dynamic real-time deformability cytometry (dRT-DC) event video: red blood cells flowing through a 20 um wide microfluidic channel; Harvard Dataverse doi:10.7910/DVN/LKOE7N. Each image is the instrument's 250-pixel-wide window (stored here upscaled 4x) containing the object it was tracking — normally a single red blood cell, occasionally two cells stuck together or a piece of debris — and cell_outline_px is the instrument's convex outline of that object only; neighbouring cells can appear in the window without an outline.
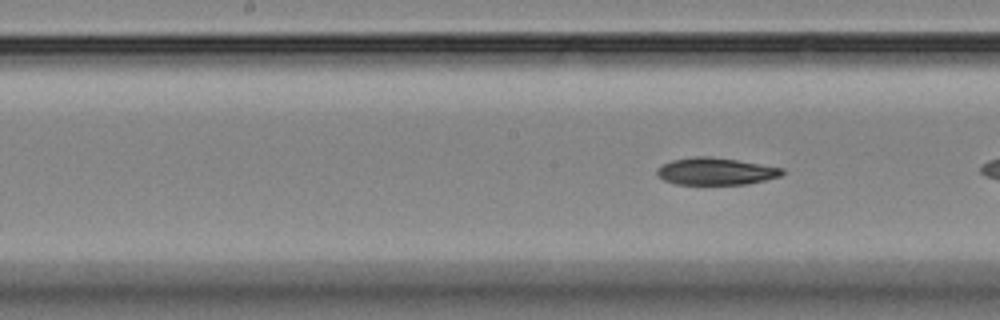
{"species": "Egyptian fruit bat (a non-hibernating species)", "species_latin": "Rousettus aegyptiacus", "temperature_condition": "room temperature", "stored_images_in_passage": 10, "camera_frame_rate_fps": 3000, "um_per_image_px": 0.085, "animal": {"sex": "female"}, "frame": {"image": 1, "passage_image": 10, "time_ms": 10.333, "image_size_px": [1000, 320], "cell_outline_px": [[784, 172], [780, 176], [748, 184], [676, 184], [664, 180], [656, 176], [656, 172], [664, 164], [672, 160], [692, 156], [708, 156], [736, 160], [784, 168]], "centroid_in_image_um": [60.83, 14.56], "position_along_channel_um": 187.4, "area_um2": 19.65}}